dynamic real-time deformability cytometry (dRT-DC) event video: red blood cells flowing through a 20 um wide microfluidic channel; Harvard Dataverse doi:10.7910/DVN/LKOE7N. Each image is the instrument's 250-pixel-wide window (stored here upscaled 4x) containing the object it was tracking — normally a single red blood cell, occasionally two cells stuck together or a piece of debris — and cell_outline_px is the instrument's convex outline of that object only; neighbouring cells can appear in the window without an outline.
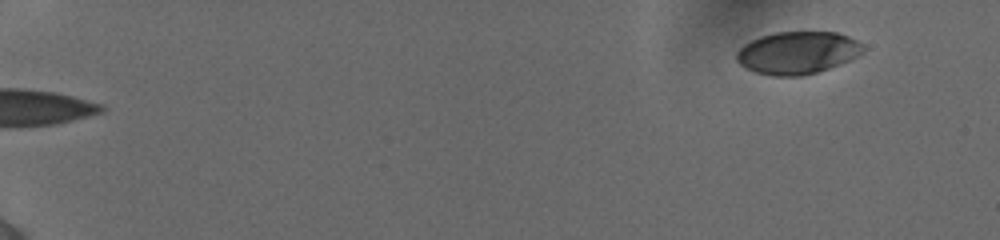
{"species": "human", "species_latin": "Homo sapiens", "temperature_condition": "cold", "stored_images_in_passage": 31, "camera_frame_rate_fps": 3000, "um_per_image_px": 0.085, "donor": {"sex": "female"}, "frame": {"image": 1, "passage_image": 2, "time_ms": 0.667, "image_size_px": [1000, 240], "cell_outline_px": [[864, 48], [856, 56], [840, 64], [816, 72], [800, 76], [772, 76], [756, 72], [740, 64], [736, 60], [736, 52], [744, 44], [760, 36], [776, 32], [836, 32], [848, 36], [856, 40]], "centroid_in_image_um": [67.75, 4.48], "position_along_channel_um": 17.3, "area_um2": 30.98}}
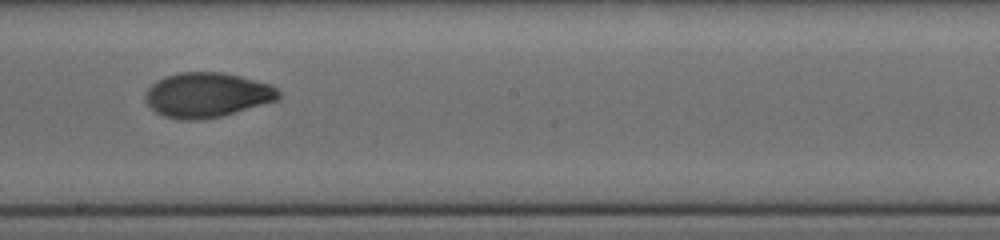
{"frame": {"image": 2, "passage_image": 19, "time_ms": 10.667, "image_size_px": [1000, 240], "cell_outline_px": [[280, 100], [220, 116], [196, 120], [180, 120], [164, 116], [156, 112], [144, 100], [144, 96], [148, 88], [156, 80], [164, 76], [180, 72], [224, 72], [272, 84], [280, 92]], "centroid_in_image_um": [17.6, 8.06], "position_along_channel_um": 230.6, "area_um2": 34.97}}
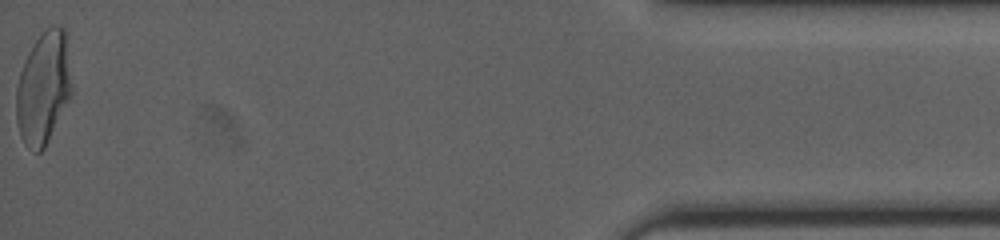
{"frame": {"image": 3, "passage_image": 31, "time_ms": 17.667, "image_size_px": [1000, 240], "cell_outline_px": [[72, 92], [44, 148], [40, 152], [36, 152], [24, 144], [20, 136], [16, 120], [16, 88], [20, 72], [24, 60], [28, 52], [36, 40], [52, 24], [60, 24], [64, 28], [72, 88]], "centroid_in_image_um": [3.66, 7.48], "position_along_channel_um": 431.5, "area_um2": 35.89}, "authors_computed_cell_mechanics": {"area_um2": 34.2754, "velocity_mm_per_s": 3.8761, "shape_relaxation_time_tau1_ms": 4.7031, "shape_relaxation_time_tau2_ms": 1.0686, "deformation_change_tau1": 0.164, "deformation_change_tau2": 0.0465}}